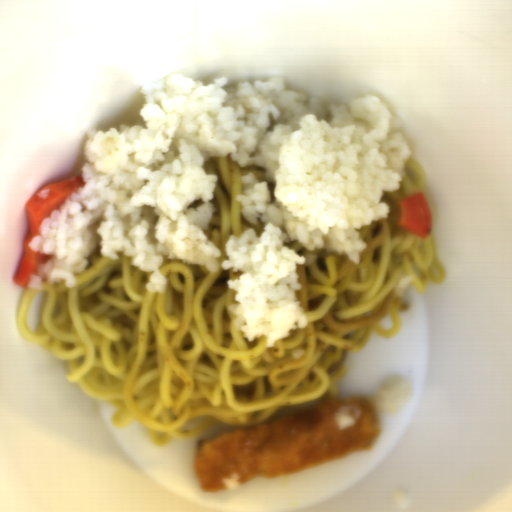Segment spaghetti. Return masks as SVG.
Wrapping results in <instances>:
<instances>
[{
  "instance_id": "obj_1",
  "label": "spaghetti",
  "mask_w": 512,
  "mask_h": 512,
  "mask_svg": "<svg viewBox=\"0 0 512 512\" xmlns=\"http://www.w3.org/2000/svg\"><path fill=\"white\" fill-rule=\"evenodd\" d=\"M202 167L217 175L214 214L204 230L220 252L215 272L165 256L159 270L166 292H149L152 271L136 267L122 250L112 259L95 246L75 286L41 279L44 298L34 331L27 312L35 290L25 287L16 310L19 331L67 365V381L90 399L112 402L113 425L138 423L162 448L213 425L251 427L336 399L351 352L363 349L373 332L398 334L409 284L424 293L430 280L446 277L429 235L420 238L397 224V202L425 196L427 189L409 158L399 189L382 192L388 216L357 230L367 243L358 264L344 251L287 242L298 256H316L296 266L301 289L295 297L306 327L292 329L273 347H266L265 335L248 341L229 308L236 291L228 281L241 271L222 264L232 235L254 229L259 238L264 231L262 221L251 223L241 214L237 195L245 194L244 176L264 182L266 168L242 167L230 153Z\"/></svg>"
}]
</instances>
